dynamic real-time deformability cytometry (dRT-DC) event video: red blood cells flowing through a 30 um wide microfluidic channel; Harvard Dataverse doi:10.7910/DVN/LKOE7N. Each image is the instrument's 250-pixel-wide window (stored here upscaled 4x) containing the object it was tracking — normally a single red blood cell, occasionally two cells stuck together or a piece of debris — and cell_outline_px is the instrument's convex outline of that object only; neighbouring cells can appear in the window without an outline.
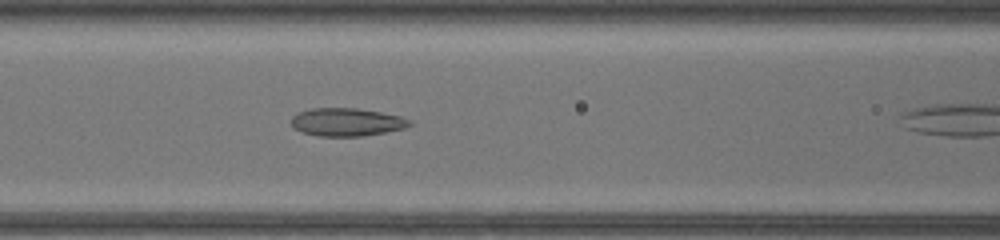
{"species": "common noctule bat (a hibernating species)", "species_latin": "Nyctalus noctula", "temperature_condition": "warm", "stored_images_in_passage": 9, "camera_frame_rate_fps": 3000, "um_per_image_px": 0.085, "animal": {"sex": "female", "body_mass_g": 17.0, "forearm_length_mm": 48.0}, "frame": {"image": 1, "passage_image": 8, "time_ms": 2.333, "image_size_px": [1000, 240], "cell_outline_px": [[412, 124], [404, 128], [388, 132], [364, 136], [320, 136], [300, 132], [292, 124], [292, 116], [300, 112], [312, 108], [356, 108], [380, 112], [400, 116], [412, 120]], "centroid_in_image_um": [29.51, 10.38], "position_along_channel_um": 137.1, "area_um2": 19.31}}